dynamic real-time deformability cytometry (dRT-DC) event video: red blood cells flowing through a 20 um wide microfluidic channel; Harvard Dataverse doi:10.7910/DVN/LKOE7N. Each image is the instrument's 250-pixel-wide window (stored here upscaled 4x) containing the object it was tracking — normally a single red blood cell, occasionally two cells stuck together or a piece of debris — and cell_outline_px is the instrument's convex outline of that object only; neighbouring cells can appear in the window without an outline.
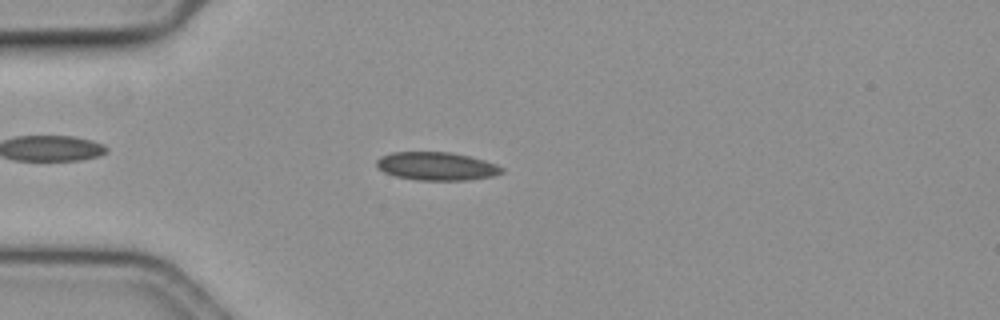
{"species": "common noctule bat (a hibernating species)", "species_latin": "Nyctalus noctula", "temperature_condition": "cold", "stored_images_in_passage": 56, "camera_frame_rate_fps": 3000, "um_per_image_px": 0.085, "animal": {"sex": "female", "body_mass_g": 19.3, "forearm_length_mm": 54.1}, "frame": {"image": 1, "passage_image": 14, "time_ms": 4.333, "image_size_px": [1000, 320], "cell_outline_px": [[504, 172], [492, 176], [468, 180], [416, 180], [396, 176], [384, 172], [376, 164], [376, 160], [380, 156], [392, 152], [452, 152], [484, 160], [496, 164], [504, 168]], "centroid_in_image_um": [37.11, 14.12], "position_along_channel_um": 47.9, "area_um2": 20.58}}
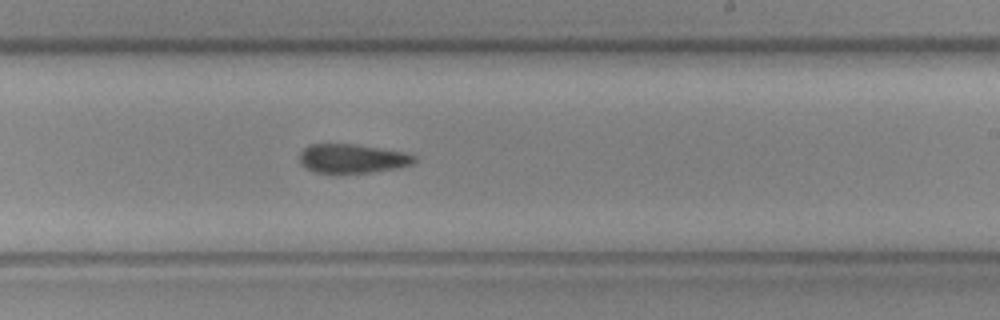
{"frame": {"image": 2, "passage_image": 33, "time_ms": 10.667, "image_size_px": [1000, 320], "cell_outline_px": [[416, 160], [412, 164], [400, 168], [372, 172], [340, 176], [336, 176], [312, 172], [300, 164], [300, 152], [308, 144], [352, 144], [404, 152], [416, 156]], "centroid_in_image_um": [29.89, 13.53], "position_along_channel_um": 259.1, "area_um2": 20.23}}
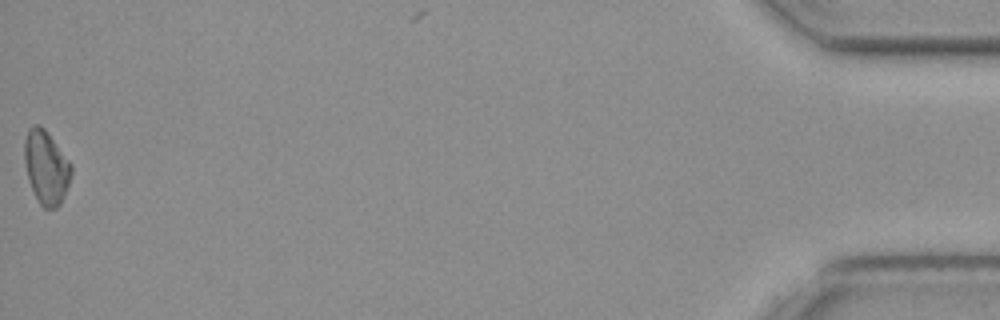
{"frame": {"image": 3, "passage_image": 56, "time_ms": 18.333, "image_size_px": [1000, 320], "cell_outline_px": [[72, 172], [68, 184], [60, 204], [56, 208], [44, 208], [40, 204], [28, 180], [24, 160], [24, 140], [28, 128], [32, 124], [36, 124], [44, 128], [72, 164]], "centroid_in_image_um": [3.91, 14.19], "position_along_channel_um": 431.3, "area_um2": 19.94}}